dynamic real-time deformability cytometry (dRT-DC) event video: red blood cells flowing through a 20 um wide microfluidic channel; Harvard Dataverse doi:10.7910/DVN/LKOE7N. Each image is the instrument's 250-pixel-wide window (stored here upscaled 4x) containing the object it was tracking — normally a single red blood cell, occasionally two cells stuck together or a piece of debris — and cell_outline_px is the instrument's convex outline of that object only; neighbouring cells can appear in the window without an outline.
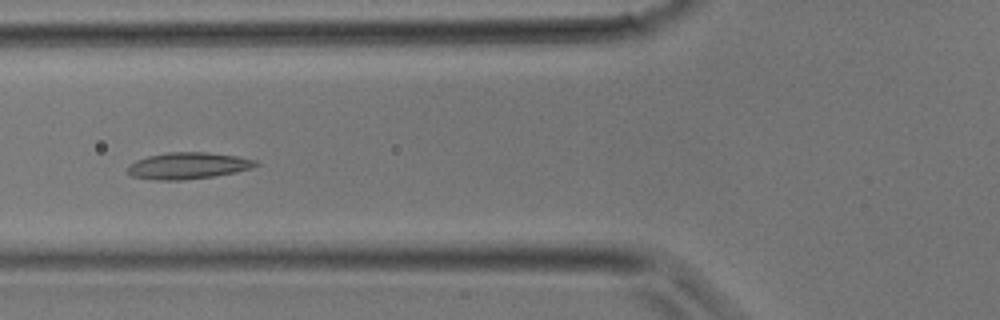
{"species": "common noctule bat (a hibernating species)", "species_latin": "Nyctalus noctula", "temperature_condition": "room temperature", "stored_images_in_passage": 35, "camera_frame_rate_fps": 3000, "um_per_image_px": 0.085, "animal": {"sex": "male", "body_mass_g": 17.9}, "frame": {"image": 1, "passage_image": 12, "time_ms": 3.667, "image_size_px": [1000, 320], "cell_outline_px": [[260, 164], [252, 168], [236, 172], [212, 176], [184, 180], [156, 180], [132, 176], [128, 172], [128, 168], [136, 160], [148, 156], [168, 152], [208, 152], [236, 156], [256, 160]], "centroid_in_image_um": [16.01, 14.08], "position_along_channel_um": 109.8, "area_um2": 19.71}}
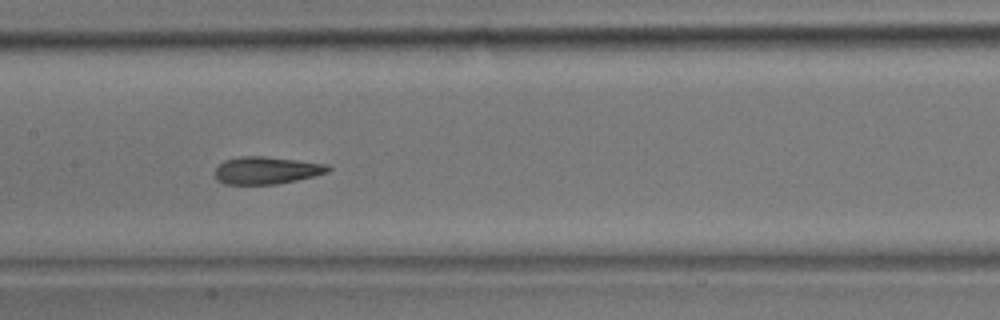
{"frame": {"image": 2, "passage_image": 16, "time_ms": 5.0, "image_size_px": [1000, 320], "cell_outline_px": [[332, 168], [328, 172], [296, 180], [276, 184], [224, 184], [216, 180], [212, 172], [224, 160], [240, 156], [264, 156], [328, 164]], "centroid_in_image_um": [22.6, 14.48], "position_along_channel_um": 184.8, "area_um2": 18.15}}
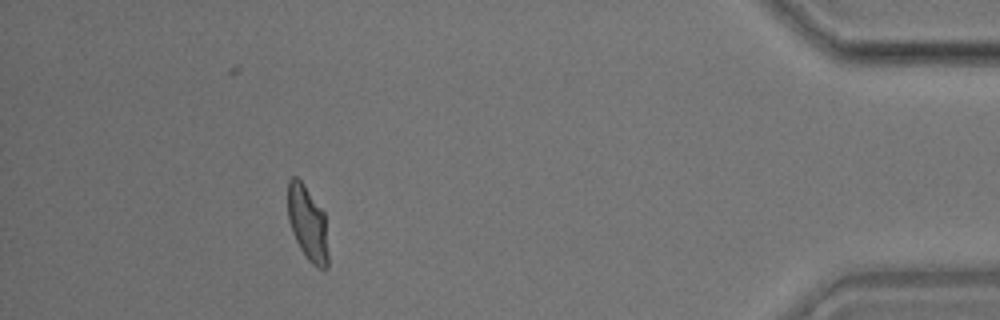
{"frame": {"image": 3, "passage_image": 31, "time_ms": 10.0, "image_size_px": [1000, 320], "cell_outline_px": [[328, 268], [316, 268], [308, 260], [300, 248], [292, 232], [288, 220], [288, 180], [292, 176], [296, 176], [300, 180], [324, 212], [328, 252]], "centroid_in_image_um": [26.14, 19.0], "position_along_channel_um": 409.1, "area_um2": 17.51}}